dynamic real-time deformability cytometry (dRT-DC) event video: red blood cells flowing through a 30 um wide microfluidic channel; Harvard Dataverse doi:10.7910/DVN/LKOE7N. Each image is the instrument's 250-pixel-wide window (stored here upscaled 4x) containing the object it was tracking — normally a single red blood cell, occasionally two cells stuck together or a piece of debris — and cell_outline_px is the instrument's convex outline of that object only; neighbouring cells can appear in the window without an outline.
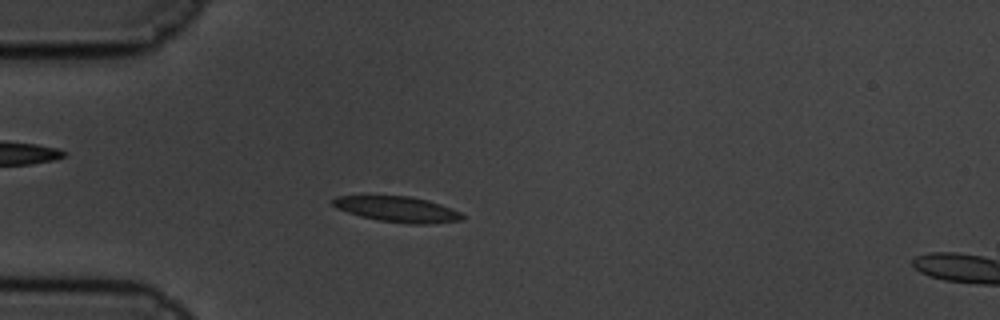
{"species": "common noctule bat (a hibernating species)", "species_latin": "Nyctalus noctula", "temperature_condition": "cold", "stored_images_in_passage": 59, "camera_frame_rate_fps": 3000, "um_per_image_px": 0.085, "animal": {"sex": "male", "body_mass_g": 19.5, "forearm_length_mm": 54.6}, "frame": {"image": 1, "passage_image": 16, "time_ms": 5.0, "image_size_px": [1000, 320], "cell_outline_px": [[464, 216], [460, 220], [432, 224], [408, 224], [380, 220], [360, 216], [336, 208], [332, 204], [332, 200], [336, 196], [412, 196], [428, 200], [452, 208], [460, 212]], "centroid_in_image_um": [33.8, 17.78], "position_along_channel_um": 51.2, "area_um2": 19.25}}
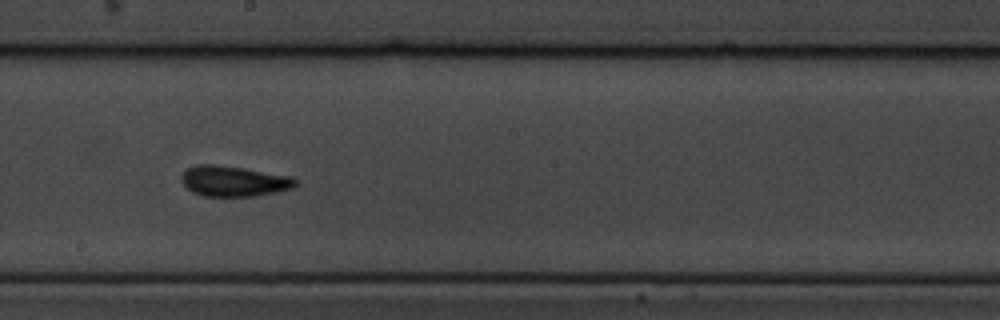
{"frame": {"image": 2, "passage_image": 33, "time_ms": 10.667, "image_size_px": [1000, 320], "cell_outline_px": [[296, 184], [292, 188], [276, 192], [252, 196], [204, 196], [192, 192], [184, 184], [180, 176], [188, 168], [196, 164], [216, 164], [244, 168], [292, 176], [296, 180]], "centroid_in_image_um": [19.86, 15.39], "position_along_channel_um": 228.3, "area_um2": 20.23}}
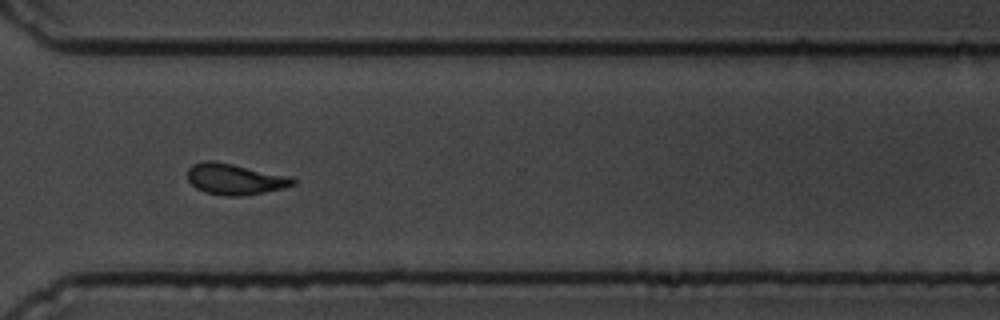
{"frame": {"image": 3, "passage_image": 44, "time_ms": 14.333, "image_size_px": [1000, 320], "cell_outline_px": [[296, 184], [284, 188], [244, 196], [224, 196], [204, 192], [196, 188], [188, 180], [188, 168], [192, 164], [204, 160], [212, 160], [292, 176], [296, 180]], "centroid_in_image_um": [19.98, 15.23], "position_along_channel_um": 350.6, "area_um2": 19.25}, "authors_computed_cell_mechanics": {"area_um2": 18.9006, "velocity_mm_per_s": 3.3322, "shape_relaxation_time_tau1_ms": 4.2636, "shape_relaxation_time_tau2_ms": 1.8829, "deformation_change_tau1": 0.1258, "deformation_change_tau2": 0.0847}}